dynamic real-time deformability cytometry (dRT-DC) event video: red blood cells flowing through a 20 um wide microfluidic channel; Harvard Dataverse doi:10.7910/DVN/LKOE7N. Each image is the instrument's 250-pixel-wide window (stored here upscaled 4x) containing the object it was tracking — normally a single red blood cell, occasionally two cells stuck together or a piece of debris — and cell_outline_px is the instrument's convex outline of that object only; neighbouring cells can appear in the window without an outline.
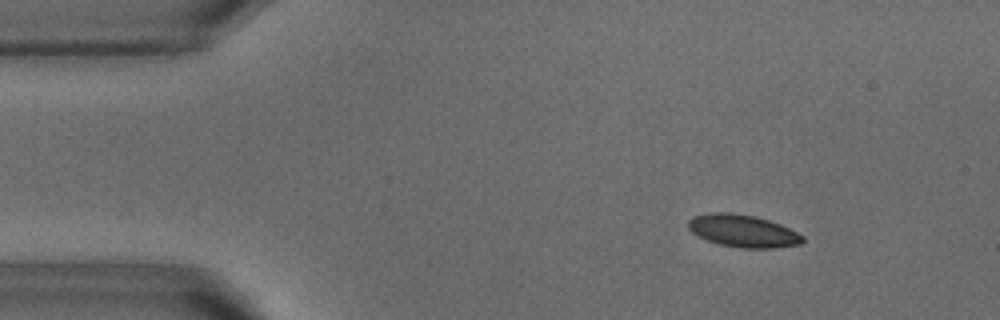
{"species": "common noctule bat (a hibernating species)", "species_latin": "Nyctalus noctula", "temperature_condition": "warm", "stored_images_in_passage": 51, "camera_frame_rate_fps": 3000, "um_per_image_px": 0.085, "animal": {"sex": "male", "body_mass_g": 18.8}, "frame": {"image": 1, "passage_image": 6, "time_ms": 1.667, "image_size_px": [1000, 320], "cell_outline_px": [[804, 240], [800, 244], [776, 248], [740, 248], [720, 244], [708, 240], [692, 232], [688, 228], [688, 220], [696, 216], [712, 212], [728, 212], [756, 216], [780, 224], [804, 236]], "centroid_in_image_um": [63.17, 19.63], "position_along_channel_um": 21.8, "area_um2": 21.44}}
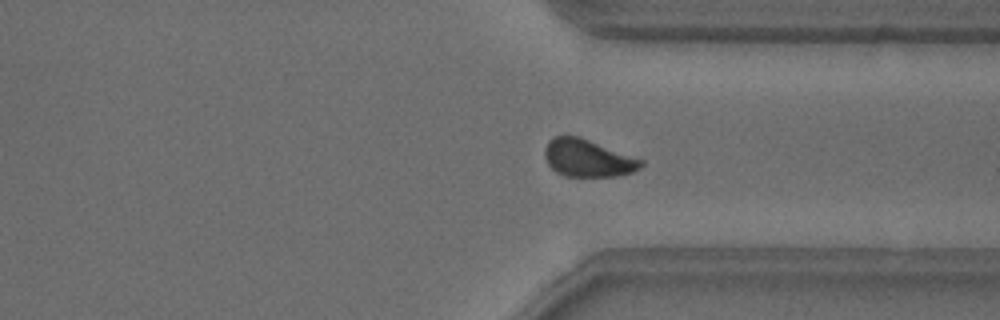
{"frame": {"image": 2, "passage_image": 38, "time_ms": 12.333, "image_size_px": [1000, 320], "cell_outline_px": [[644, 164], [640, 168], [632, 172], [616, 176], [564, 176], [556, 172], [548, 164], [544, 156], [544, 148], [548, 140], [552, 136], [580, 136], [644, 160]], "centroid_in_image_um": [49.95, 13.43], "position_along_channel_um": 361.5, "area_um2": 21.15}}
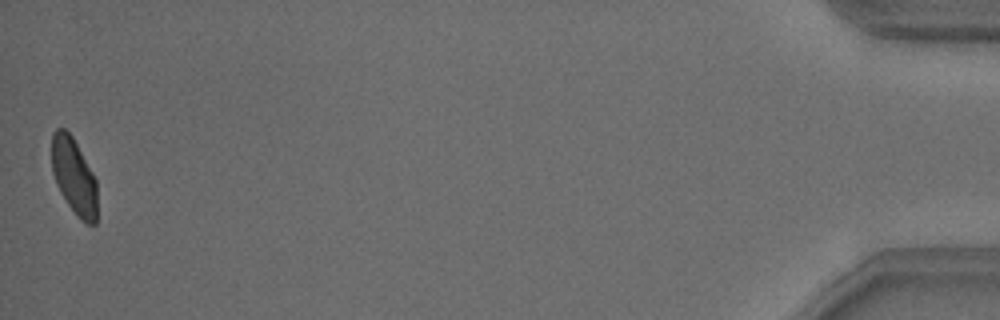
{"frame": {"image": 3, "passage_image": 51, "time_ms": 16.667, "image_size_px": [1000, 320], "cell_outline_px": [[96, 224], [88, 224], [80, 220], [76, 216], [60, 192], [56, 184], [52, 172], [52, 132], [56, 128], [64, 128], [72, 136], [92, 172], [96, 180]], "centroid_in_image_um": [6.27, 14.99], "position_along_channel_um": 428.9, "area_um2": 20.11}, "authors_computed_cell_mechanics": {"area_um2": 21.4438, "velocity_mm_per_s": 3.8226, "shape_relaxation_time_tau1_ms": 3.8278, "shape_relaxation_time_tau2_ms": null, "deformation_change_tau1": 0.1081, "deformation_change_tau2": null}}